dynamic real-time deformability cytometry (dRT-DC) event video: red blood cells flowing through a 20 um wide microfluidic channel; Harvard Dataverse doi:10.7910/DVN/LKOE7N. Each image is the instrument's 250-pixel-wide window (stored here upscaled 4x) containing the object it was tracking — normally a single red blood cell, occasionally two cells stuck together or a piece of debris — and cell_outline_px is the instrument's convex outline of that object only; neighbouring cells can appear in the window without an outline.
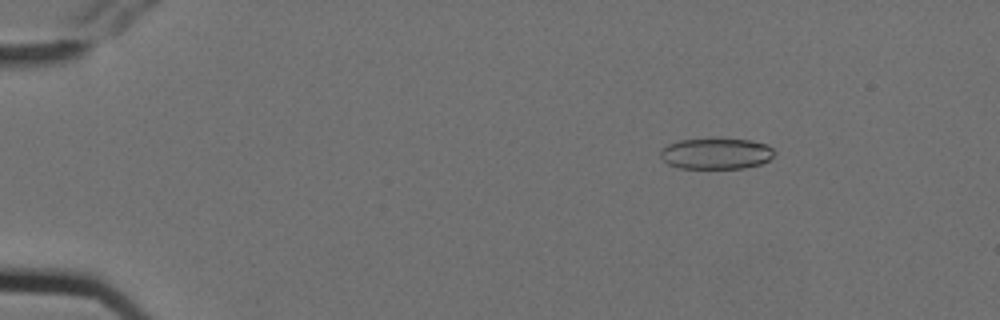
{"species": "Egyptian fruit bat (a non-hibernating species)", "species_latin": "Rousettus aegyptiacus", "temperature_condition": "cold", "stored_images_in_passage": 5, "camera_frame_rate_fps": 3000, "um_per_image_px": 0.085, "animal": {"sex": "female"}, "frame": {"image": 1, "passage_image": 1, "time_ms": 0.0, "image_size_px": [1000, 320], "cell_outline_px": [[776, 152], [768, 160], [760, 164], [744, 168], [680, 168], [668, 164], [660, 156], [660, 152], [668, 144], [680, 140], [752, 140], [768, 144]], "centroid_in_image_um": [60.9, 13.07], "position_along_channel_um": 24.1, "area_um2": 20.23}}
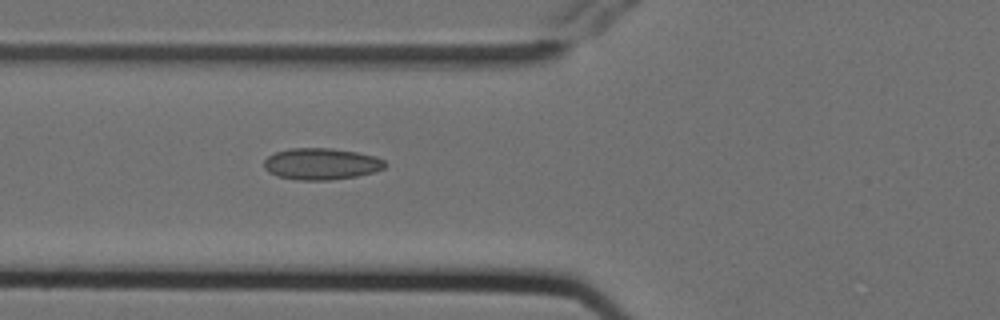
{"frame": {"image": 2, "passage_image": 5, "time_ms": 1.333, "image_size_px": [1000, 320], "cell_outline_px": [[388, 164], [384, 168], [376, 172], [356, 176], [332, 180], [296, 180], [276, 176], [268, 172], [264, 168], [264, 160], [268, 156], [276, 152], [288, 148], [332, 148], [356, 152], [376, 156], [384, 160]], "centroid_in_image_um": [27.31, 13.93], "position_along_channel_um": 98.5, "area_um2": 22.54}}